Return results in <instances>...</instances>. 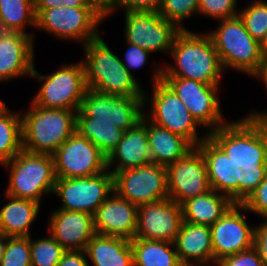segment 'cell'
<instances>
[{
    "mask_svg": "<svg viewBox=\"0 0 267 266\" xmlns=\"http://www.w3.org/2000/svg\"><path fill=\"white\" fill-rule=\"evenodd\" d=\"M149 73L150 92L144 90V115L153 123L187 139L194 147L210 144L214 139L194 119L180 97L162 80L163 63H153ZM199 129V130H198Z\"/></svg>",
    "mask_w": 267,
    "mask_h": 266,
    "instance_id": "obj_4",
    "label": "cell"
},
{
    "mask_svg": "<svg viewBox=\"0 0 267 266\" xmlns=\"http://www.w3.org/2000/svg\"><path fill=\"white\" fill-rule=\"evenodd\" d=\"M144 96H116L87 89L76 117H91L92 122L112 123L127 131L142 120Z\"/></svg>",
    "mask_w": 267,
    "mask_h": 266,
    "instance_id": "obj_12",
    "label": "cell"
},
{
    "mask_svg": "<svg viewBox=\"0 0 267 266\" xmlns=\"http://www.w3.org/2000/svg\"><path fill=\"white\" fill-rule=\"evenodd\" d=\"M85 253L90 266H133L130 240L95 234Z\"/></svg>",
    "mask_w": 267,
    "mask_h": 266,
    "instance_id": "obj_26",
    "label": "cell"
},
{
    "mask_svg": "<svg viewBox=\"0 0 267 266\" xmlns=\"http://www.w3.org/2000/svg\"><path fill=\"white\" fill-rule=\"evenodd\" d=\"M68 63V64H67ZM62 63L48 74L38 72L34 65L30 76L42 83L30 101L38 107L47 109H66L78 111L88 89L85 68L80 59L75 62Z\"/></svg>",
    "mask_w": 267,
    "mask_h": 266,
    "instance_id": "obj_10",
    "label": "cell"
},
{
    "mask_svg": "<svg viewBox=\"0 0 267 266\" xmlns=\"http://www.w3.org/2000/svg\"><path fill=\"white\" fill-rule=\"evenodd\" d=\"M105 21L92 7H56L43 9L36 16L35 31L83 46L102 34L98 29Z\"/></svg>",
    "mask_w": 267,
    "mask_h": 266,
    "instance_id": "obj_11",
    "label": "cell"
},
{
    "mask_svg": "<svg viewBox=\"0 0 267 266\" xmlns=\"http://www.w3.org/2000/svg\"><path fill=\"white\" fill-rule=\"evenodd\" d=\"M20 110L23 150L34 154L53 155L76 131V113L66 109H47L29 101Z\"/></svg>",
    "mask_w": 267,
    "mask_h": 266,
    "instance_id": "obj_6",
    "label": "cell"
},
{
    "mask_svg": "<svg viewBox=\"0 0 267 266\" xmlns=\"http://www.w3.org/2000/svg\"><path fill=\"white\" fill-rule=\"evenodd\" d=\"M251 78H256L258 83L261 82L266 88L267 93V59H263L258 70ZM264 110H254L253 108L249 112H246L245 116L240 117L241 124L249 135L267 118V109Z\"/></svg>",
    "mask_w": 267,
    "mask_h": 266,
    "instance_id": "obj_37",
    "label": "cell"
},
{
    "mask_svg": "<svg viewBox=\"0 0 267 266\" xmlns=\"http://www.w3.org/2000/svg\"><path fill=\"white\" fill-rule=\"evenodd\" d=\"M0 21L7 31L21 32L35 39L34 0H0ZM28 27L33 30H26Z\"/></svg>",
    "mask_w": 267,
    "mask_h": 266,
    "instance_id": "obj_29",
    "label": "cell"
},
{
    "mask_svg": "<svg viewBox=\"0 0 267 266\" xmlns=\"http://www.w3.org/2000/svg\"><path fill=\"white\" fill-rule=\"evenodd\" d=\"M138 206L115 191L99 206L93 216L94 231L99 235L135 238Z\"/></svg>",
    "mask_w": 267,
    "mask_h": 266,
    "instance_id": "obj_22",
    "label": "cell"
},
{
    "mask_svg": "<svg viewBox=\"0 0 267 266\" xmlns=\"http://www.w3.org/2000/svg\"><path fill=\"white\" fill-rule=\"evenodd\" d=\"M152 163L147 135V117L124 132L117 147L107 157V169L114 175L126 169Z\"/></svg>",
    "mask_w": 267,
    "mask_h": 266,
    "instance_id": "obj_23",
    "label": "cell"
},
{
    "mask_svg": "<svg viewBox=\"0 0 267 266\" xmlns=\"http://www.w3.org/2000/svg\"><path fill=\"white\" fill-rule=\"evenodd\" d=\"M114 191V175L105 172L89 177L57 178L53 196L60 199L57 209L88 213L92 216Z\"/></svg>",
    "mask_w": 267,
    "mask_h": 266,
    "instance_id": "obj_13",
    "label": "cell"
},
{
    "mask_svg": "<svg viewBox=\"0 0 267 266\" xmlns=\"http://www.w3.org/2000/svg\"><path fill=\"white\" fill-rule=\"evenodd\" d=\"M6 102H4L2 99H0V108L5 104Z\"/></svg>",
    "mask_w": 267,
    "mask_h": 266,
    "instance_id": "obj_49",
    "label": "cell"
},
{
    "mask_svg": "<svg viewBox=\"0 0 267 266\" xmlns=\"http://www.w3.org/2000/svg\"><path fill=\"white\" fill-rule=\"evenodd\" d=\"M0 166L9 173L3 194L41 205L44 197L53 195L57 179L53 155L22 150Z\"/></svg>",
    "mask_w": 267,
    "mask_h": 266,
    "instance_id": "obj_8",
    "label": "cell"
},
{
    "mask_svg": "<svg viewBox=\"0 0 267 266\" xmlns=\"http://www.w3.org/2000/svg\"><path fill=\"white\" fill-rule=\"evenodd\" d=\"M237 200L238 184L230 170L210 191L181 205L183 221L211 227Z\"/></svg>",
    "mask_w": 267,
    "mask_h": 266,
    "instance_id": "obj_18",
    "label": "cell"
},
{
    "mask_svg": "<svg viewBox=\"0 0 267 266\" xmlns=\"http://www.w3.org/2000/svg\"><path fill=\"white\" fill-rule=\"evenodd\" d=\"M76 131L96 145L106 157L117 147L125 132L112 123L92 122L91 117H76Z\"/></svg>",
    "mask_w": 267,
    "mask_h": 266,
    "instance_id": "obj_31",
    "label": "cell"
},
{
    "mask_svg": "<svg viewBox=\"0 0 267 266\" xmlns=\"http://www.w3.org/2000/svg\"><path fill=\"white\" fill-rule=\"evenodd\" d=\"M200 0H163L158 10L160 16L174 23L180 30H188L184 22L198 17Z\"/></svg>",
    "mask_w": 267,
    "mask_h": 266,
    "instance_id": "obj_34",
    "label": "cell"
},
{
    "mask_svg": "<svg viewBox=\"0 0 267 266\" xmlns=\"http://www.w3.org/2000/svg\"><path fill=\"white\" fill-rule=\"evenodd\" d=\"M174 246L182 265L214 266L210 226L183 221Z\"/></svg>",
    "mask_w": 267,
    "mask_h": 266,
    "instance_id": "obj_24",
    "label": "cell"
},
{
    "mask_svg": "<svg viewBox=\"0 0 267 266\" xmlns=\"http://www.w3.org/2000/svg\"><path fill=\"white\" fill-rule=\"evenodd\" d=\"M35 39L7 31L0 37V83L30 78L35 65Z\"/></svg>",
    "mask_w": 267,
    "mask_h": 266,
    "instance_id": "obj_20",
    "label": "cell"
},
{
    "mask_svg": "<svg viewBox=\"0 0 267 266\" xmlns=\"http://www.w3.org/2000/svg\"><path fill=\"white\" fill-rule=\"evenodd\" d=\"M254 247L257 249L263 266H267V218L255 225Z\"/></svg>",
    "mask_w": 267,
    "mask_h": 266,
    "instance_id": "obj_41",
    "label": "cell"
},
{
    "mask_svg": "<svg viewBox=\"0 0 267 266\" xmlns=\"http://www.w3.org/2000/svg\"><path fill=\"white\" fill-rule=\"evenodd\" d=\"M114 191L139 206L169 198L166 167L150 163L114 174Z\"/></svg>",
    "mask_w": 267,
    "mask_h": 266,
    "instance_id": "obj_15",
    "label": "cell"
},
{
    "mask_svg": "<svg viewBox=\"0 0 267 266\" xmlns=\"http://www.w3.org/2000/svg\"><path fill=\"white\" fill-rule=\"evenodd\" d=\"M239 8V17L248 33L260 43L267 35V1L248 0Z\"/></svg>",
    "mask_w": 267,
    "mask_h": 266,
    "instance_id": "obj_32",
    "label": "cell"
},
{
    "mask_svg": "<svg viewBox=\"0 0 267 266\" xmlns=\"http://www.w3.org/2000/svg\"><path fill=\"white\" fill-rule=\"evenodd\" d=\"M123 40L150 51L170 56L175 36L181 31L158 11L124 12Z\"/></svg>",
    "mask_w": 267,
    "mask_h": 266,
    "instance_id": "obj_14",
    "label": "cell"
},
{
    "mask_svg": "<svg viewBox=\"0 0 267 266\" xmlns=\"http://www.w3.org/2000/svg\"><path fill=\"white\" fill-rule=\"evenodd\" d=\"M130 242L133 266H183L174 243L140 238H134Z\"/></svg>",
    "mask_w": 267,
    "mask_h": 266,
    "instance_id": "obj_28",
    "label": "cell"
},
{
    "mask_svg": "<svg viewBox=\"0 0 267 266\" xmlns=\"http://www.w3.org/2000/svg\"><path fill=\"white\" fill-rule=\"evenodd\" d=\"M46 235L30 236L31 266H56L66 251L49 233Z\"/></svg>",
    "mask_w": 267,
    "mask_h": 266,
    "instance_id": "obj_33",
    "label": "cell"
},
{
    "mask_svg": "<svg viewBox=\"0 0 267 266\" xmlns=\"http://www.w3.org/2000/svg\"><path fill=\"white\" fill-rule=\"evenodd\" d=\"M8 238L9 236H6L2 232H0V260L2 259Z\"/></svg>",
    "mask_w": 267,
    "mask_h": 266,
    "instance_id": "obj_46",
    "label": "cell"
},
{
    "mask_svg": "<svg viewBox=\"0 0 267 266\" xmlns=\"http://www.w3.org/2000/svg\"><path fill=\"white\" fill-rule=\"evenodd\" d=\"M231 170L238 184V200L249 213L267 218V151L248 137L235 147Z\"/></svg>",
    "mask_w": 267,
    "mask_h": 266,
    "instance_id": "obj_7",
    "label": "cell"
},
{
    "mask_svg": "<svg viewBox=\"0 0 267 266\" xmlns=\"http://www.w3.org/2000/svg\"><path fill=\"white\" fill-rule=\"evenodd\" d=\"M47 220L48 233L65 250L85 251L96 234L93 216L88 213L55 208L50 211Z\"/></svg>",
    "mask_w": 267,
    "mask_h": 266,
    "instance_id": "obj_21",
    "label": "cell"
},
{
    "mask_svg": "<svg viewBox=\"0 0 267 266\" xmlns=\"http://www.w3.org/2000/svg\"><path fill=\"white\" fill-rule=\"evenodd\" d=\"M183 223L182 206L167 198L137 210L135 238L174 243Z\"/></svg>",
    "mask_w": 267,
    "mask_h": 266,
    "instance_id": "obj_19",
    "label": "cell"
},
{
    "mask_svg": "<svg viewBox=\"0 0 267 266\" xmlns=\"http://www.w3.org/2000/svg\"><path fill=\"white\" fill-rule=\"evenodd\" d=\"M239 0H200L198 16L212 20L229 19L238 16Z\"/></svg>",
    "mask_w": 267,
    "mask_h": 266,
    "instance_id": "obj_36",
    "label": "cell"
},
{
    "mask_svg": "<svg viewBox=\"0 0 267 266\" xmlns=\"http://www.w3.org/2000/svg\"><path fill=\"white\" fill-rule=\"evenodd\" d=\"M214 266H263V264L257 249L253 246L235 255L219 259Z\"/></svg>",
    "mask_w": 267,
    "mask_h": 266,
    "instance_id": "obj_39",
    "label": "cell"
},
{
    "mask_svg": "<svg viewBox=\"0 0 267 266\" xmlns=\"http://www.w3.org/2000/svg\"><path fill=\"white\" fill-rule=\"evenodd\" d=\"M249 211L237 200L211 227L212 249L215 262L254 246L256 224H249Z\"/></svg>",
    "mask_w": 267,
    "mask_h": 266,
    "instance_id": "obj_17",
    "label": "cell"
},
{
    "mask_svg": "<svg viewBox=\"0 0 267 266\" xmlns=\"http://www.w3.org/2000/svg\"><path fill=\"white\" fill-rule=\"evenodd\" d=\"M172 62L163 63L162 77L192 79L221 86L224 71L211 37L206 32L181 30L170 52ZM169 63V64H167Z\"/></svg>",
    "mask_w": 267,
    "mask_h": 266,
    "instance_id": "obj_3",
    "label": "cell"
},
{
    "mask_svg": "<svg viewBox=\"0 0 267 266\" xmlns=\"http://www.w3.org/2000/svg\"><path fill=\"white\" fill-rule=\"evenodd\" d=\"M56 178L98 175L107 170V157L75 131L53 154Z\"/></svg>",
    "mask_w": 267,
    "mask_h": 266,
    "instance_id": "obj_16",
    "label": "cell"
},
{
    "mask_svg": "<svg viewBox=\"0 0 267 266\" xmlns=\"http://www.w3.org/2000/svg\"><path fill=\"white\" fill-rule=\"evenodd\" d=\"M261 52L263 59H267V35L266 38L261 42Z\"/></svg>",
    "mask_w": 267,
    "mask_h": 266,
    "instance_id": "obj_47",
    "label": "cell"
},
{
    "mask_svg": "<svg viewBox=\"0 0 267 266\" xmlns=\"http://www.w3.org/2000/svg\"><path fill=\"white\" fill-rule=\"evenodd\" d=\"M90 7L86 0H34V11L37 16L43 9L56 7Z\"/></svg>",
    "mask_w": 267,
    "mask_h": 266,
    "instance_id": "obj_42",
    "label": "cell"
},
{
    "mask_svg": "<svg viewBox=\"0 0 267 266\" xmlns=\"http://www.w3.org/2000/svg\"><path fill=\"white\" fill-rule=\"evenodd\" d=\"M217 25L215 30L206 33L212 39L224 71L233 70L251 77L263 61L261 43L248 33L239 15L218 20Z\"/></svg>",
    "mask_w": 267,
    "mask_h": 266,
    "instance_id": "obj_9",
    "label": "cell"
},
{
    "mask_svg": "<svg viewBox=\"0 0 267 266\" xmlns=\"http://www.w3.org/2000/svg\"><path fill=\"white\" fill-rule=\"evenodd\" d=\"M0 266H31L30 236L9 237Z\"/></svg>",
    "mask_w": 267,
    "mask_h": 266,
    "instance_id": "obj_35",
    "label": "cell"
},
{
    "mask_svg": "<svg viewBox=\"0 0 267 266\" xmlns=\"http://www.w3.org/2000/svg\"><path fill=\"white\" fill-rule=\"evenodd\" d=\"M56 266H90L85 251L66 250Z\"/></svg>",
    "mask_w": 267,
    "mask_h": 266,
    "instance_id": "obj_43",
    "label": "cell"
},
{
    "mask_svg": "<svg viewBox=\"0 0 267 266\" xmlns=\"http://www.w3.org/2000/svg\"><path fill=\"white\" fill-rule=\"evenodd\" d=\"M162 80L180 97L203 132L214 140L237 146L249 137L240 118L228 121L222 113L221 86L177 77H162Z\"/></svg>",
    "mask_w": 267,
    "mask_h": 266,
    "instance_id": "obj_2",
    "label": "cell"
},
{
    "mask_svg": "<svg viewBox=\"0 0 267 266\" xmlns=\"http://www.w3.org/2000/svg\"><path fill=\"white\" fill-rule=\"evenodd\" d=\"M22 150L20 111H12L5 103L0 108V165L11 160Z\"/></svg>",
    "mask_w": 267,
    "mask_h": 266,
    "instance_id": "obj_30",
    "label": "cell"
},
{
    "mask_svg": "<svg viewBox=\"0 0 267 266\" xmlns=\"http://www.w3.org/2000/svg\"><path fill=\"white\" fill-rule=\"evenodd\" d=\"M87 4L92 7L106 21L116 13L118 0H86Z\"/></svg>",
    "mask_w": 267,
    "mask_h": 266,
    "instance_id": "obj_44",
    "label": "cell"
},
{
    "mask_svg": "<svg viewBox=\"0 0 267 266\" xmlns=\"http://www.w3.org/2000/svg\"><path fill=\"white\" fill-rule=\"evenodd\" d=\"M7 30L5 29L3 23L0 21V37L3 36Z\"/></svg>",
    "mask_w": 267,
    "mask_h": 266,
    "instance_id": "obj_48",
    "label": "cell"
},
{
    "mask_svg": "<svg viewBox=\"0 0 267 266\" xmlns=\"http://www.w3.org/2000/svg\"><path fill=\"white\" fill-rule=\"evenodd\" d=\"M262 149L267 151V118L249 135Z\"/></svg>",
    "mask_w": 267,
    "mask_h": 266,
    "instance_id": "obj_45",
    "label": "cell"
},
{
    "mask_svg": "<svg viewBox=\"0 0 267 266\" xmlns=\"http://www.w3.org/2000/svg\"><path fill=\"white\" fill-rule=\"evenodd\" d=\"M163 0H118L116 12L158 11Z\"/></svg>",
    "mask_w": 267,
    "mask_h": 266,
    "instance_id": "obj_40",
    "label": "cell"
},
{
    "mask_svg": "<svg viewBox=\"0 0 267 266\" xmlns=\"http://www.w3.org/2000/svg\"><path fill=\"white\" fill-rule=\"evenodd\" d=\"M102 34L82 46L88 89L116 96H144V87L127 71Z\"/></svg>",
    "mask_w": 267,
    "mask_h": 266,
    "instance_id": "obj_5",
    "label": "cell"
},
{
    "mask_svg": "<svg viewBox=\"0 0 267 266\" xmlns=\"http://www.w3.org/2000/svg\"><path fill=\"white\" fill-rule=\"evenodd\" d=\"M233 144L214 140L166 166L169 199L182 205L210 191L230 170Z\"/></svg>",
    "mask_w": 267,
    "mask_h": 266,
    "instance_id": "obj_1",
    "label": "cell"
},
{
    "mask_svg": "<svg viewBox=\"0 0 267 266\" xmlns=\"http://www.w3.org/2000/svg\"><path fill=\"white\" fill-rule=\"evenodd\" d=\"M124 44L126 46L125 53L122 54L124 56L120 57V60L127 71L142 85L141 80L138 79L136 74L133 73L135 70H139L140 68L146 66L149 63L148 59L152 56L151 52L139 47L137 45L130 44L125 40Z\"/></svg>",
    "mask_w": 267,
    "mask_h": 266,
    "instance_id": "obj_38",
    "label": "cell"
},
{
    "mask_svg": "<svg viewBox=\"0 0 267 266\" xmlns=\"http://www.w3.org/2000/svg\"><path fill=\"white\" fill-rule=\"evenodd\" d=\"M147 135L152 163L167 166L185 157L195 147L184 137L147 118Z\"/></svg>",
    "mask_w": 267,
    "mask_h": 266,
    "instance_id": "obj_27",
    "label": "cell"
},
{
    "mask_svg": "<svg viewBox=\"0 0 267 266\" xmlns=\"http://www.w3.org/2000/svg\"><path fill=\"white\" fill-rule=\"evenodd\" d=\"M4 196L7 202L0 207V232L9 237L31 236V226L39 218L41 204L7 194Z\"/></svg>",
    "mask_w": 267,
    "mask_h": 266,
    "instance_id": "obj_25",
    "label": "cell"
}]
</instances>
